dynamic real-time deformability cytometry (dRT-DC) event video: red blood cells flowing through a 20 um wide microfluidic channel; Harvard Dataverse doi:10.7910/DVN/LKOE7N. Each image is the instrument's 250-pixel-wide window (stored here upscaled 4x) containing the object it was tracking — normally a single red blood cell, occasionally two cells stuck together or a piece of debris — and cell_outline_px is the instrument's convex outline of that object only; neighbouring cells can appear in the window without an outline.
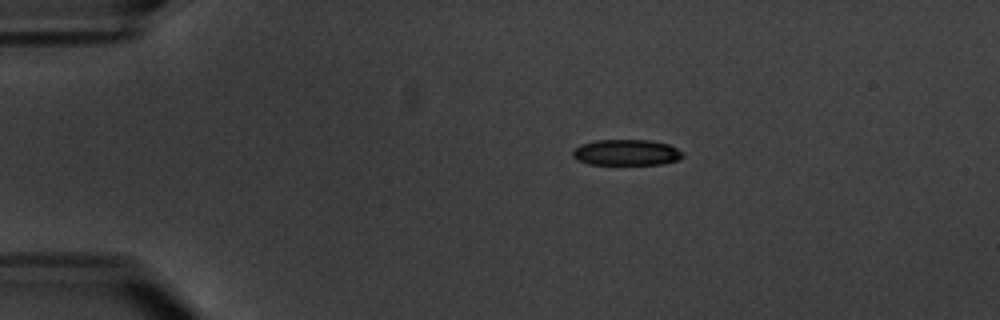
{"species": "common noctule bat (a hibernating species)", "species_latin": "Nyctalus noctula", "temperature_condition": "warm", "stored_images_in_passage": 3, "camera_frame_rate_fps": 3000, "um_per_image_px": 0.085, "animal": {"sex": "male", "body_mass_g": 20.1, "forearm_length_mm": 53.5}, "frame": {"image": 1, "passage_image": 1, "time_ms": 0.0, "image_size_px": [1000, 320], "cell_outline_px": [[684, 156], [676, 160], [660, 164], [588, 164], [576, 160], [572, 156], [572, 152], [580, 144], [596, 140], [652, 140], [668, 144], [684, 152]], "centroid_in_image_um": [53.23, 12.95], "position_along_channel_um": 31.8, "area_um2": 16.65}}